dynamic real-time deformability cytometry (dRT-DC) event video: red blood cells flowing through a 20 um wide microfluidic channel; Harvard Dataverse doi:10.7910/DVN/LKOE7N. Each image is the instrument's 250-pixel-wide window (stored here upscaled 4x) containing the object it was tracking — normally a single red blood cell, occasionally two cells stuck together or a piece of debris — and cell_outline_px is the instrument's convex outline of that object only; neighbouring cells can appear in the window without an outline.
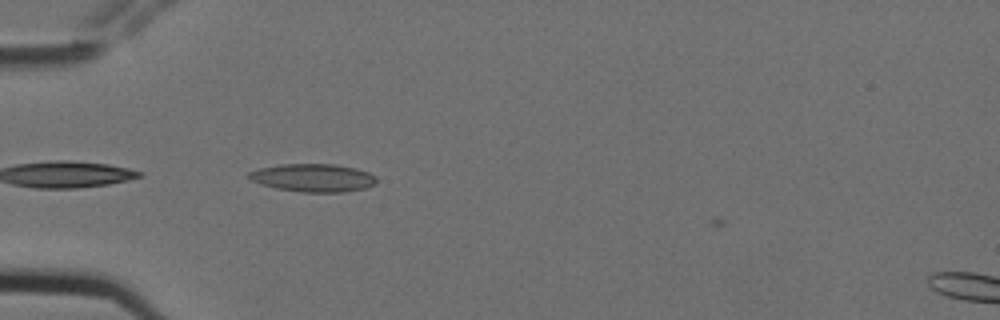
{"species": "Egyptian fruit bat (a non-hibernating species)", "species_latin": "Rousettus aegyptiacus", "temperature_condition": "cold", "stored_images_in_passage": 4, "camera_frame_rate_fps": 3000, "um_per_image_px": 0.085, "animal": {"sex": "female"}, "frame": {"image": 1, "passage_image": 4, "time_ms": 1.0, "image_size_px": [1000, 320], "cell_outline_px": [[376, 184], [364, 188], [344, 192], [300, 192], [276, 188], [260, 184], [244, 176], [248, 172], [260, 168], [280, 164], [332, 164], [356, 168], [368, 172], [376, 176]], "centroid_in_image_um": [26.59, 15.11], "position_along_channel_um": 58.4, "area_um2": 20.92}}